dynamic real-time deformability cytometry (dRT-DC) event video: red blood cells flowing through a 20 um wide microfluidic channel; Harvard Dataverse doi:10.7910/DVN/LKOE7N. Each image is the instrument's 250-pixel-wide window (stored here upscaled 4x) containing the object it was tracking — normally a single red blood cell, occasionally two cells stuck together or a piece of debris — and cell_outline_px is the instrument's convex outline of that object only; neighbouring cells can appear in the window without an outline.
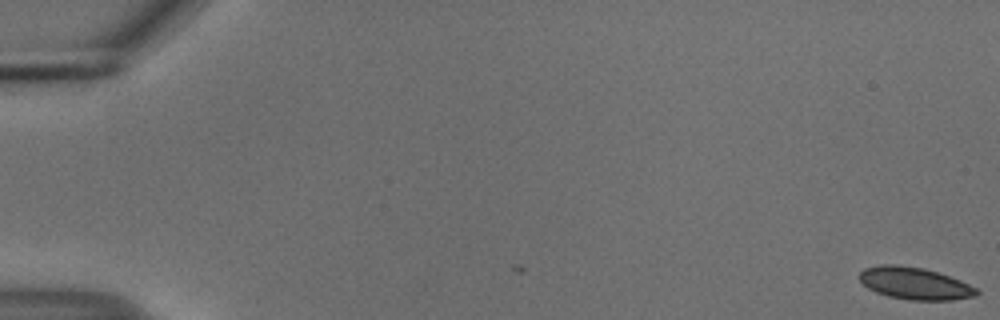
{"species": "common noctule bat (a hibernating species)", "species_latin": "Nyctalus noctula", "temperature_condition": "cold", "stored_images_in_passage": 2, "camera_frame_rate_fps": 3000, "um_per_image_px": 0.085, "animal": {"sex": "male", "body_mass_g": 18.8}, "frame": {"image": 1, "passage_image": 2, "time_ms": 0.333, "image_size_px": [1000, 320], "cell_outline_px": [[980, 292], [976, 296], [952, 300], [908, 300], [888, 296], [876, 292], [868, 288], [860, 280], [860, 272], [864, 268], [884, 264], [896, 264], [924, 268], [960, 280], [976, 288]], "centroid_in_image_um": [77.75, 24.09], "position_along_channel_um": 7.2, "area_um2": 21.85}}